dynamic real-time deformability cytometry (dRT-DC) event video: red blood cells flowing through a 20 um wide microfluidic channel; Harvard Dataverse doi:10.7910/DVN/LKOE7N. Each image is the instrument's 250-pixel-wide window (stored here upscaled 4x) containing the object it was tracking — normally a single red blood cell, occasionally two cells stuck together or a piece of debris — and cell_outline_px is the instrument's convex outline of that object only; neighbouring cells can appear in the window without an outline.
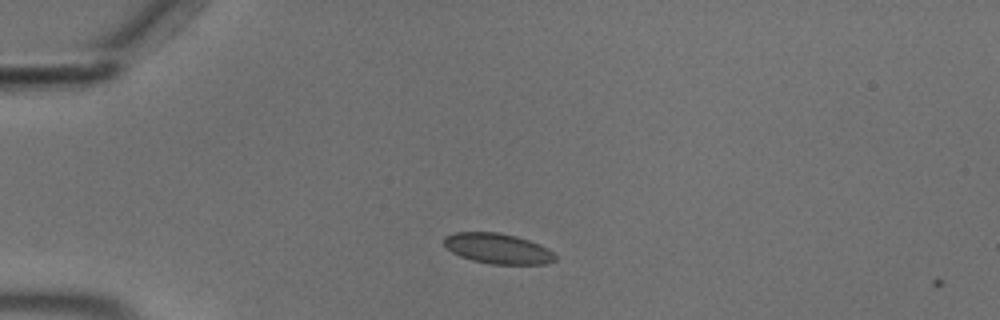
{"species": "common noctule bat (a hibernating species)", "species_latin": "Nyctalus noctula", "temperature_condition": "cold", "stored_images_in_passage": 4, "camera_frame_rate_fps": 3000, "um_per_image_px": 0.085, "animal": {"sex": "male", "body_mass_g": 18.8}, "frame": {"image": 1, "passage_image": 2, "time_ms": 0.333, "image_size_px": [1000, 320], "cell_outline_px": [[556, 260], [548, 264], [492, 264], [472, 260], [460, 256], [452, 252], [444, 244], [444, 236], [456, 232], [500, 232], [516, 236], [540, 244], [548, 248], [556, 256]], "centroid_in_image_um": [42.33, 21.12], "position_along_channel_um": 42.7, "area_um2": 19.71}}